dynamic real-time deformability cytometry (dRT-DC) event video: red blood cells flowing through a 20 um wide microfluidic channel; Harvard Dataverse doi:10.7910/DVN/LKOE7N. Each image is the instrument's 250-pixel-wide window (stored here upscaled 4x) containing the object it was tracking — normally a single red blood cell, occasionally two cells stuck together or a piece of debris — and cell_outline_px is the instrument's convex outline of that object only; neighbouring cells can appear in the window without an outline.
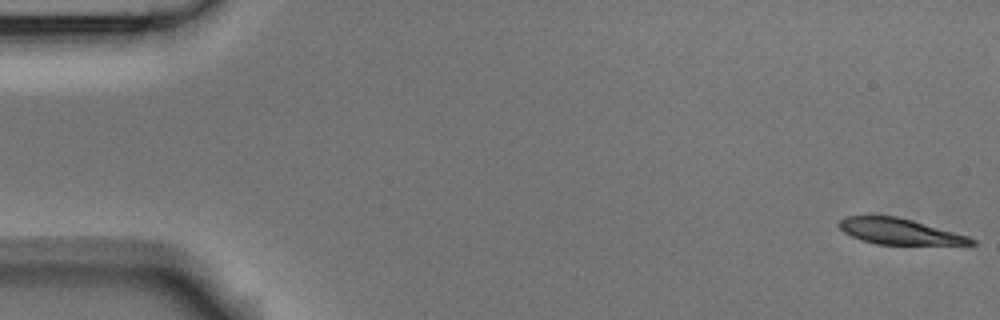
{"species": "Egyptian fruit bat (a non-hibernating species)", "species_latin": "Rousettus aegyptiacus", "temperature_condition": "room temperature", "stored_images_in_passage": 6, "camera_frame_rate_fps": 3000, "um_per_image_px": 0.085, "animal": {"sex": "male"}, "frame": {"image": 1, "passage_image": 1, "time_ms": 0.0, "image_size_px": [1000, 320], "cell_outline_px": [[976, 244], [876, 244], [860, 240], [844, 232], [836, 224], [844, 216], [896, 216], [912, 220], [968, 236], [976, 240]], "centroid_in_image_um": [76.4, 19.67], "position_along_channel_um": 8.6, "area_um2": 19.65}}